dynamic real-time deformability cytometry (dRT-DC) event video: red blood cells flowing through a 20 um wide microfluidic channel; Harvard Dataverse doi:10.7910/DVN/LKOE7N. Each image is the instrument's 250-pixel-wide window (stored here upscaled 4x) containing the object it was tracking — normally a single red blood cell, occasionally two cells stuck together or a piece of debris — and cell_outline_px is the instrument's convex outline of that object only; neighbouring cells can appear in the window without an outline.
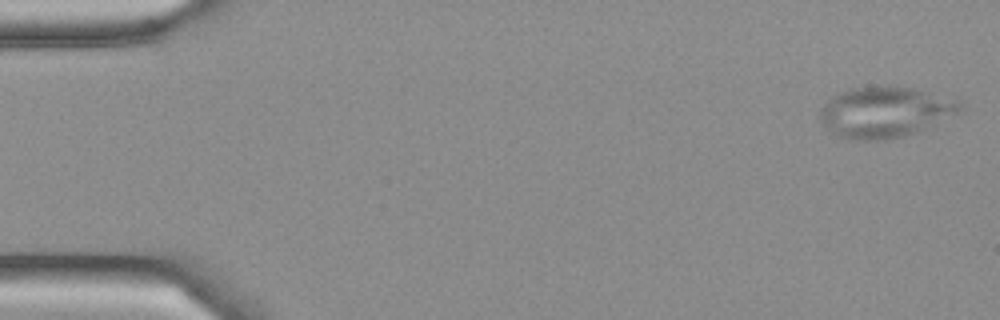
{"species": "Egyptian fruit bat (a non-hibernating species)", "species_latin": "Rousettus aegyptiacus", "temperature_condition": "cold", "stored_images_in_passage": 4, "camera_frame_rate_fps": 3000, "um_per_image_px": 0.085, "frame": {"image": 1, "passage_image": 1, "time_ms": 0.0, "image_size_px": [1000, 320], "cell_outline_px": [[964, 108], [960, 112], [928, 128], [904, 136], [884, 140], [852, 140], [836, 136], [820, 120], [820, 108], [832, 96], [840, 92], [852, 88], [888, 84], [892, 84], [912, 88], [960, 100]], "centroid_in_image_um": [75.24, 9.51], "position_along_channel_um": 9.8, "area_um2": 41.96}}